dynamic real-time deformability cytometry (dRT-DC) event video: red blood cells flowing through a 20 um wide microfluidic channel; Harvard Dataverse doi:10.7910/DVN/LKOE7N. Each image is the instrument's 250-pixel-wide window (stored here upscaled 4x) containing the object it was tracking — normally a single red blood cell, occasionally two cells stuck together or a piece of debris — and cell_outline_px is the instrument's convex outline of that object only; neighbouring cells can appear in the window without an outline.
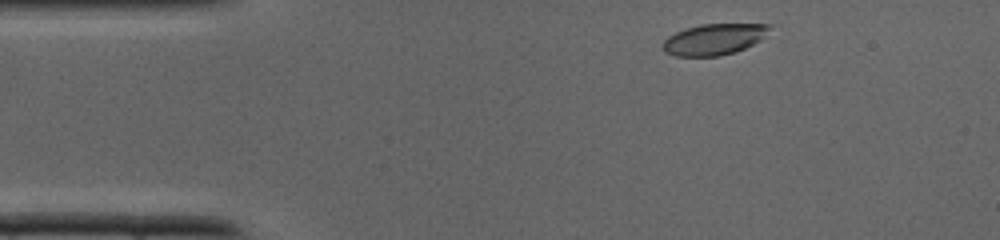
{"species": "common noctule bat (a hibernating species)", "species_latin": "Nyctalus noctula", "temperature_condition": "cold", "stored_images_in_passage": 34, "camera_frame_rate_fps": 3000, "um_per_image_px": 0.085, "animal": {"sex": "male", "body_mass_g": 19.0, "forearm_length_mm": 50.8}, "frame": {"image": 1, "passage_image": 2, "time_ms": 0.333, "image_size_px": [1000, 240], "cell_outline_px": [[776, 24], [760, 40], [744, 48], [720, 56], [676, 56], [664, 52], [664, 40], [668, 36], [684, 28], [700, 24]], "centroid_in_image_um": [60.7, 3.32], "position_along_channel_um": 24.3, "area_um2": 19.31}}
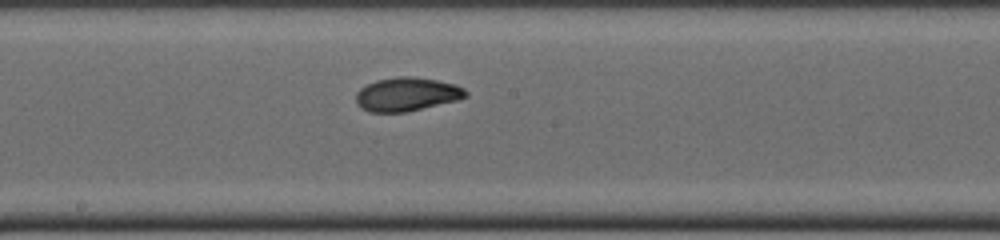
{"frame": {"image": 2, "passage_image": 16, "time_ms": 5.0, "image_size_px": [1000, 240], "cell_outline_px": [[468, 96], [460, 100], [404, 112], [368, 112], [360, 108], [356, 100], [356, 92], [360, 88], [376, 80], [396, 76], [412, 76], [436, 80], [456, 84], [464, 88], [468, 92]], "centroid_in_image_um": [34.6, 8.01], "position_along_channel_um": 213.6, "area_um2": 21.73}}
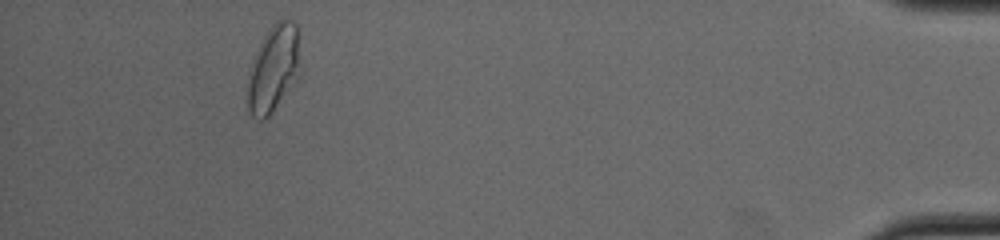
{"frame": {"image": 3, "passage_image": 31, "time_ms": 10.0, "image_size_px": [1000, 240], "cell_outline_px": [[300, 76], [272, 112], [264, 120], [260, 120], [252, 116], [248, 112], [248, 80], [252, 64], [260, 44], [268, 28], [276, 20], [292, 20], [296, 24], [300, 72]], "centroid_in_image_um": [23.26, 5.85], "position_along_channel_um": 411.9, "area_um2": 26.3}}